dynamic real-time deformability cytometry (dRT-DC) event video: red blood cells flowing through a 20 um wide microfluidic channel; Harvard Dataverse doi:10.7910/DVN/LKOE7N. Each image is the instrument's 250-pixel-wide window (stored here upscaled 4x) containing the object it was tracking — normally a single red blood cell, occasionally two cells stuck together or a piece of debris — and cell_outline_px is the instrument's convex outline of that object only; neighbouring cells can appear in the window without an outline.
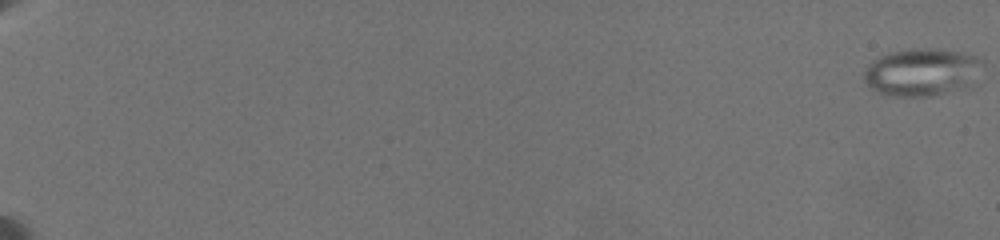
{"species": "common noctule bat (a hibernating species)", "species_latin": "Nyctalus noctula", "temperature_condition": "warm", "stored_images_in_passage": 48, "camera_frame_rate_fps": 3000, "um_per_image_px": 0.085, "animal": {"sex": "female", "body_mass_g": 19.5, "forearm_length_mm": 54.1}, "frame": {"image": 1, "passage_image": 1, "time_ms": 0.0, "image_size_px": [1000, 240], "cell_outline_px": [[984, 64], [964, 84], [944, 92], [928, 96], [892, 96], [880, 92], [872, 88], [864, 80], [864, 72], [868, 64], [872, 60], [880, 56], [892, 52], [916, 48], [960, 52], [976, 56], [984, 60]], "centroid_in_image_um": [78.25, 6.1], "position_along_channel_um": 6.7, "area_um2": 31.5}}
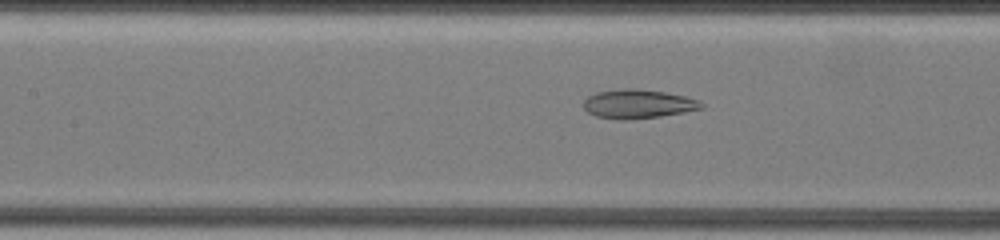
{"frame": {"image": 2, "passage_image": 25, "time_ms": 11.333, "image_size_px": [1000, 240], "cell_outline_px": [[704, 108], [684, 112], [660, 116], [632, 120], [620, 120], [596, 116], [588, 112], [584, 108], [584, 100], [588, 96], [596, 92], [624, 88], [636, 88], [664, 92], [684, 96], [700, 100], [704, 104]], "centroid_in_image_um": [54.24, 8.84], "position_along_channel_um": 153.2, "area_um2": 20.0}}
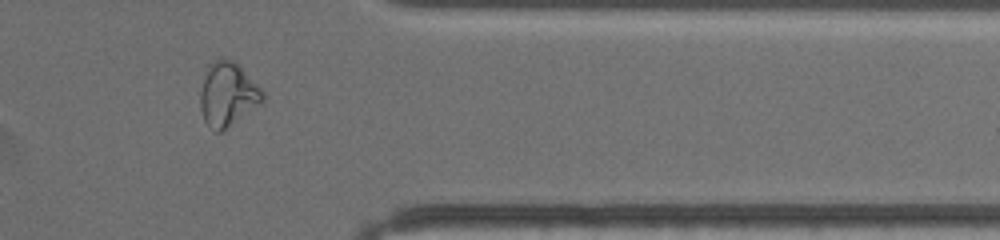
{"frame": {"image": 3, "passage_image": 41, "time_ms": 18.333, "image_size_px": [1000, 240], "cell_outline_px": [[264, 100], [220, 132], [216, 132], [208, 128], [204, 120], [200, 108], [200, 92], [208, 64], [220, 56], [232, 60], [264, 92]], "centroid_in_image_um": [19.3, 8.01], "position_along_channel_um": 392.1, "area_um2": 22.77}, "authors_computed_cell_mechanics": {"area_um2": 25.7788, "velocity_mm_per_s": 3.5068, "shape_relaxation_time_tau1_ms": null, "shape_relaxation_time_tau2_ms": 1.3256, "deformation_change_tau1": null, "deformation_change_tau2": 0.0784}}